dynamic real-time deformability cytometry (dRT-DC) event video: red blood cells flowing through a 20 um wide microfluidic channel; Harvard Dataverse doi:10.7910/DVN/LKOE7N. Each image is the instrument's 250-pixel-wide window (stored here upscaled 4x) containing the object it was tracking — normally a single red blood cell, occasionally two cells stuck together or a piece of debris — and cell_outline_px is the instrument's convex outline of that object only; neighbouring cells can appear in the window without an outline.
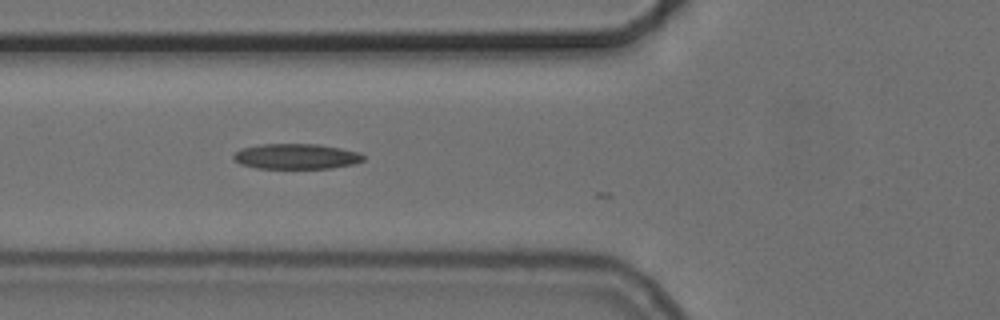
{"species": "common noctule bat (a hibernating species)", "species_latin": "Nyctalus noctula", "temperature_condition": "cold", "stored_images_in_passage": 9, "camera_frame_rate_fps": 3000, "um_per_image_px": 0.085, "animal": {"sex": "female", "body_mass_g": 24.6, "forearm_length_mm": 56.2}, "frame": {"image": 1, "passage_image": 2, "time_ms": 0.333, "image_size_px": [1000, 320], "cell_outline_px": [[364, 160], [356, 164], [332, 168], [256, 168], [240, 164], [232, 160], [232, 156], [240, 148], [260, 144], [316, 144], [340, 148], [360, 152], [364, 156]], "centroid_in_image_um": [25.16, 13.29], "position_along_channel_um": 100.6, "area_um2": 19.36}}
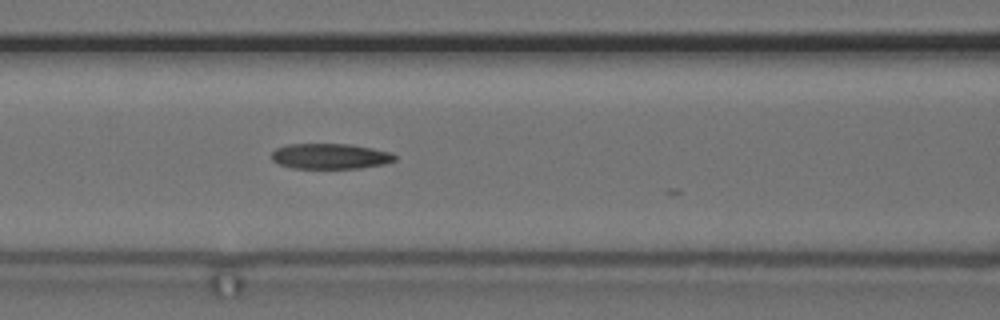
{"frame": {"image": 2, "passage_image": 5, "time_ms": 1.333, "image_size_px": [1000, 320], "cell_outline_px": [[396, 160], [384, 164], [360, 168], [292, 168], [280, 164], [272, 160], [272, 152], [276, 148], [288, 144], [348, 144], [372, 148], [392, 152], [396, 156]], "centroid_in_image_um": [28.08, 13.28], "position_along_channel_um": 138.5, "area_um2": 18.26}}
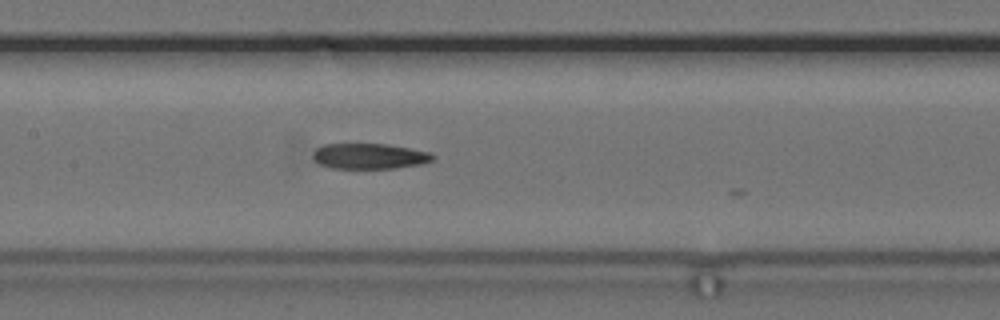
{"frame": {"image": 3, "passage_image": 8, "time_ms": 2.333, "image_size_px": [1000, 320], "cell_outline_px": [[436, 156], [432, 160], [420, 164], [396, 168], [332, 168], [320, 164], [312, 156], [312, 152], [316, 148], [324, 144], [388, 144], [428, 152]], "centroid_in_image_um": [31.38, 13.27], "position_along_channel_um": 176.0, "area_um2": 17.69}}